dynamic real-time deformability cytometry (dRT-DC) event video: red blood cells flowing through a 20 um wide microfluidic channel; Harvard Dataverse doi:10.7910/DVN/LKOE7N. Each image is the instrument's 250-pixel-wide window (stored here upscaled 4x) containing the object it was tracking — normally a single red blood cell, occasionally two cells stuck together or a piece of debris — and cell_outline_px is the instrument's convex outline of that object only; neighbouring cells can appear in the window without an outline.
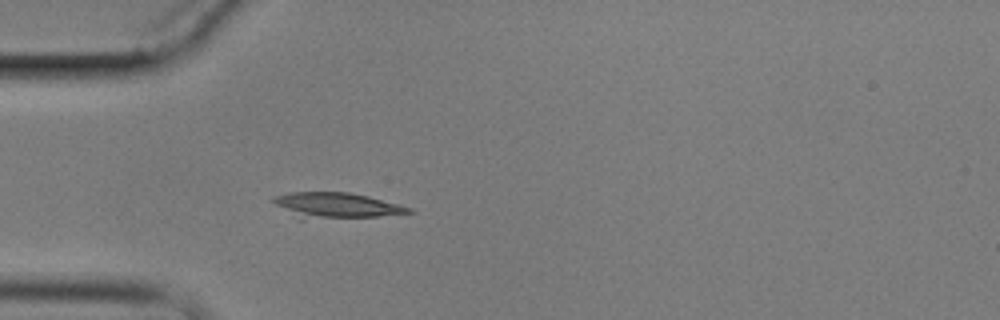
{"species": "common noctule bat (a hibernating species)", "species_latin": "Nyctalus noctula", "temperature_condition": "cold", "stored_images_in_passage": 4, "camera_frame_rate_fps": 3000, "um_per_image_px": 0.085, "animal": {"sex": "male", "body_mass_g": 17.9}, "frame": {"image": 1, "passage_image": 4, "time_ms": 4.667, "image_size_px": [1000, 320], "cell_outline_px": [[412, 212], [376, 216], [304, 220], [300, 220], [276, 204], [272, 200], [272, 196], [288, 192], [348, 192], [368, 196], [400, 204], [412, 208]], "centroid_in_image_um": [28.52, 17.46], "position_along_channel_um": 56.5, "area_um2": 20.23}}